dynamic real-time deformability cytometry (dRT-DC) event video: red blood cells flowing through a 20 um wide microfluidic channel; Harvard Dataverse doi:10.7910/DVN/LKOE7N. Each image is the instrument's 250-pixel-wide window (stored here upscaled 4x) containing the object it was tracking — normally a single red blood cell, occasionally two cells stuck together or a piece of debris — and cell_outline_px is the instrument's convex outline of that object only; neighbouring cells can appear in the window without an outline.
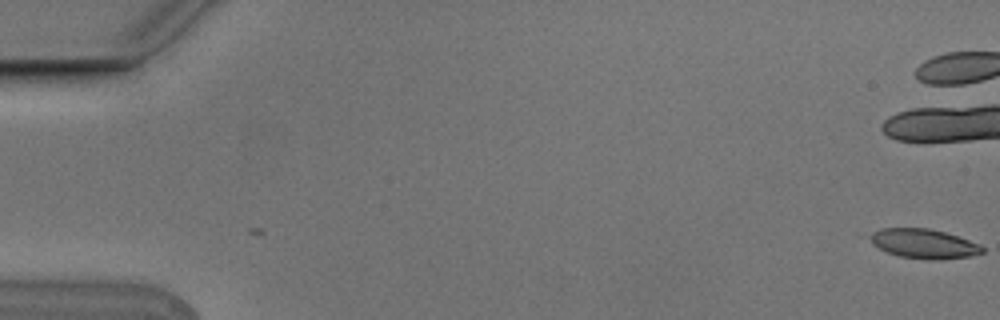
{"species": "Egyptian fruit bat (a non-hibernating species)", "species_latin": "Rousettus aegyptiacus", "temperature_condition": "cold", "stored_images_in_passage": 5, "camera_frame_rate_fps": 3000, "um_per_image_px": 0.085, "animal": {"sex": "male"}, "frame": {"image": 1, "passage_image": 1, "time_ms": 0.0, "image_size_px": [1000, 320], "cell_outline_px": [[984, 252], [972, 256], [940, 260], [932, 260], [900, 256], [888, 252], [872, 244], [872, 232], [880, 228], [928, 228], [944, 232], [980, 244], [984, 248]], "centroid_in_image_um": [78.57, 20.72], "position_along_channel_um": 6.4, "area_um2": 19.07}}